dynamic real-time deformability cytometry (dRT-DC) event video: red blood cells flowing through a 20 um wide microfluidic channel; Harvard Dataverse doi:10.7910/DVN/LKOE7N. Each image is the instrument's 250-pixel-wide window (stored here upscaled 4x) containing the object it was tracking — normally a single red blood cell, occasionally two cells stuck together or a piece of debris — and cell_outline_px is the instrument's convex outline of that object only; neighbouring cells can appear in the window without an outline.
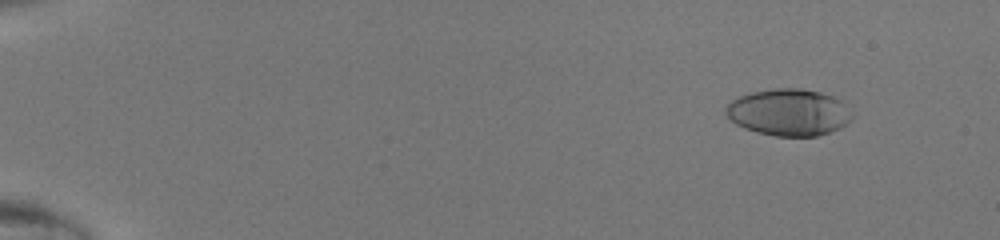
{"species": "human", "species_latin": "Homo sapiens", "temperature_condition": "room temperature", "stored_images_in_passage": 49, "camera_frame_rate_fps": 3000, "um_per_image_px": 0.085, "donor": {"sex": "male"}, "frame": {"image": 1, "passage_image": 6, "time_ms": 1.667, "image_size_px": [1000, 240], "cell_outline_px": [[852, 116], [840, 128], [816, 136], [776, 136], [756, 132], [744, 128], [736, 124], [724, 112], [724, 108], [732, 100], [740, 96], [752, 92], [776, 88], [800, 88], [820, 92], [832, 96], [840, 100]], "centroid_in_image_um": [66.99, 9.54], "position_along_channel_um": 18.0, "area_um2": 34.04}}
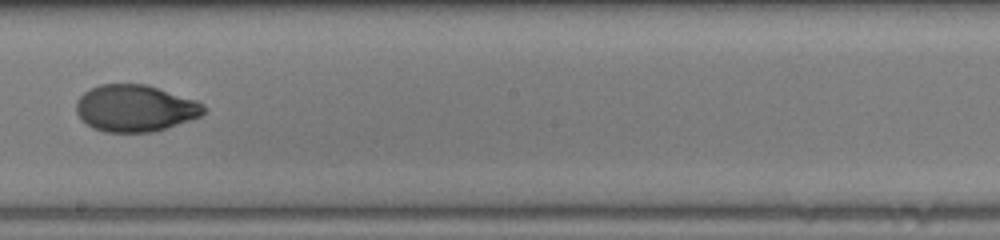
{"frame": {"image": 2, "passage_image": 31, "time_ms": 10.0, "image_size_px": [1000, 240], "cell_outline_px": [[208, 108], [200, 116], [152, 132], [104, 132], [92, 128], [76, 112], [76, 100], [84, 92], [100, 84], [148, 84], [196, 100], [204, 104]], "centroid_in_image_um": [11.49, 9.19], "position_along_channel_um": 236.7, "area_um2": 34.68}}
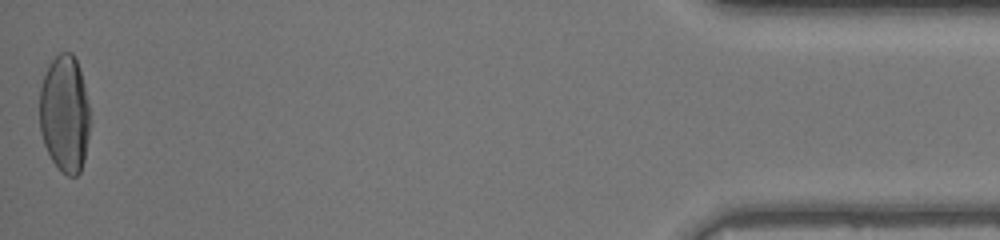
{"frame": {"image": 3, "passage_image": 49, "time_ms": 16.0, "image_size_px": [1000, 240], "cell_outline_px": [[88, 136], [84, 160], [80, 172], [76, 176], [68, 176], [52, 160], [44, 144], [40, 132], [40, 88], [48, 64], [60, 52], [72, 52], [76, 60], [84, 84], [88, 104]], "centroid_in_image_um": [5.48, 9.66], "position_along_channel_um": 429.7, "area_um2": 34.04}}